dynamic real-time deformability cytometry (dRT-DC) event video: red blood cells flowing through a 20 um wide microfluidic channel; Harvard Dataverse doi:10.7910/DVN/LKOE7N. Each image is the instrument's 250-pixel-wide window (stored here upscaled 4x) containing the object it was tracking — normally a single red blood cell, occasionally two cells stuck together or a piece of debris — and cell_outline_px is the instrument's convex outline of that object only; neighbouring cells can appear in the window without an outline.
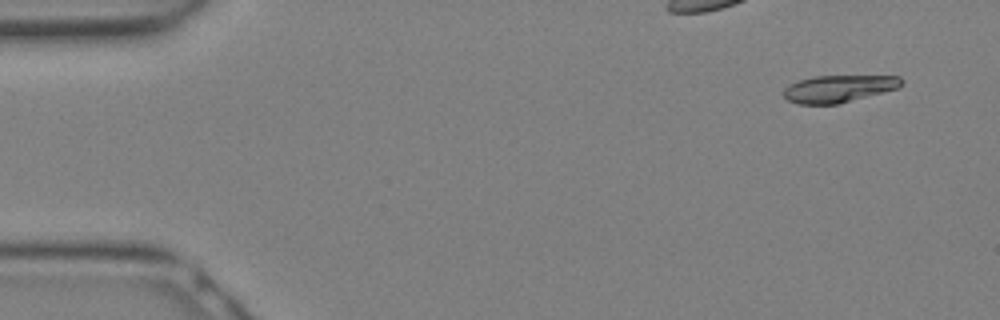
{"species": "Egyptian fruit bat (a non-hibernating species)", "species_latin": "Rousettus aegyptiacus", "temperature_condition": "warm", "stored_images_in_passage": 14, "camera_frame_rate_fps": 3000, "um_per_image_px": 0.085, "animal": {"sex": "female"}, "frame": {"image": 1, "passage_image": 2, "time_ms": 0.333, "image_size_px": [1000, 320], "cell_outline_px": [[904, 84], [900, 88], [836, 104], [796, 104], [788, 100], [784, 96], [784, 88], [788, 84], [812, 76], [900, 76], [904, 80]], "centroid_in_image_um": [71.31, 7.53], "position_along_channel_um": 13.7, "area_um2": 18.73}}
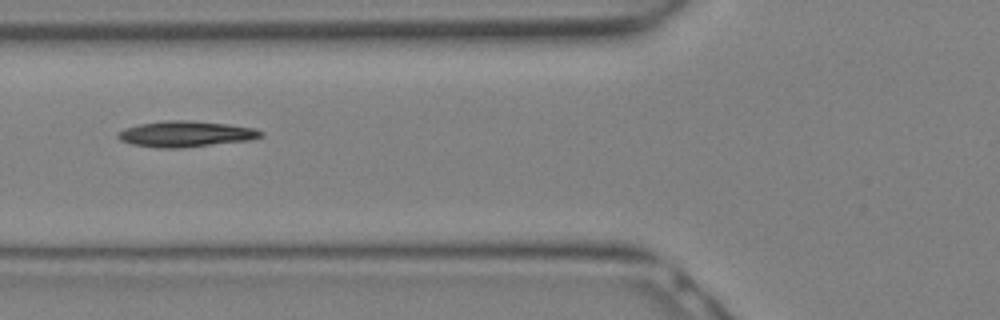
{"frame": {"image": 2, "passage_image": 11, "time_ms": 3.333, "image_size_px": [1000, 320], "cell_outline_px": [[264, 136], [252, 140], [180, 148], [160, 148], [132, 144], [120, 140], [116, 136], [124, 128], [140, 124], [168, 120], [188, 120], [228, 124], [256, 128], [264, 132]], "centroid_in_image_um": [15.84, 11.39], "position_along_channel_um": 110.0, "area_um2": 21.62}}
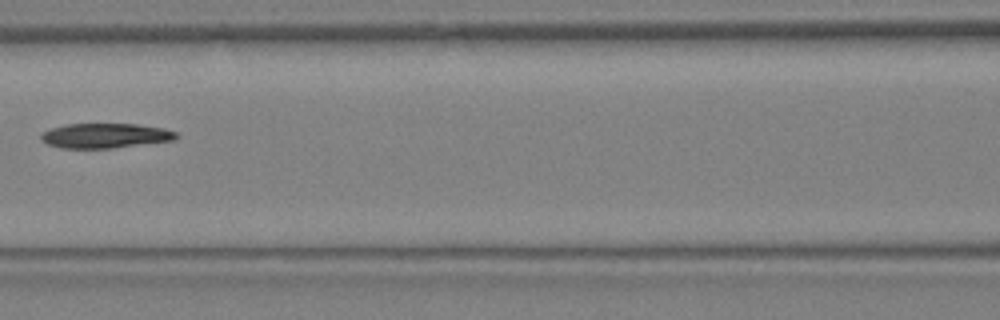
{"frame": {"image": 3, "passage_image": 13, "time_ms": 4.0, "image_size_px": [1000, 320], "cell_outline_px": [[180, 136], [176, 140], [112, 148], [60, 148], [48, 144], [40, 140], [40, 136], [44, 132], [52, 128], [68, 124], [136, 124], [164, 128], [176, 132]], "centroid_in_image_um": [8.98, 11.54], "position_along_channel_um": 157.6, "area_um2": 19.54}}